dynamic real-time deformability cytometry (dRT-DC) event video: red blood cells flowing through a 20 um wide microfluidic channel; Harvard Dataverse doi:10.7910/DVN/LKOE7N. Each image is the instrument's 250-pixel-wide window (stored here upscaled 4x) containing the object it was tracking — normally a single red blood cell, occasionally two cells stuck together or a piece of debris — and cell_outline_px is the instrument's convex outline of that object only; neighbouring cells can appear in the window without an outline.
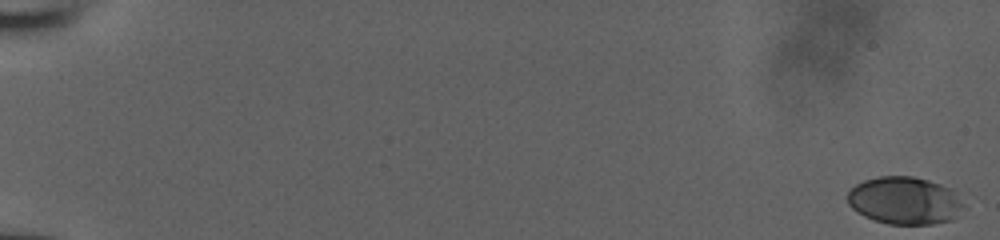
{"species": "human", "species_latin": "Homo sapiens", "temperature_condition": "room temperature", "stored_images_in_passage": 54, "camera_frame_rate_fps": 3000, "um_per_image_px": 0.085, "donor": {"sex": "male"}, "frame": {"image": 1, "passage_image": 1, "time_ms": 0.0, "image_size_px": [1000, 240], "cell_outline_px": [[968, 208], [952, 220], [932, 224], [888, 224], [864, 216], [856, 212], [848, 204], [848, 192], [856, 184], [864, 180], [880, 176], [912, 176], [928, 180], [952, 188], [956, 192]], "centroid_in_image_um": [76.96, 17.05], "position_along_channel_um": 8.0, "area_um2": 32.6}}
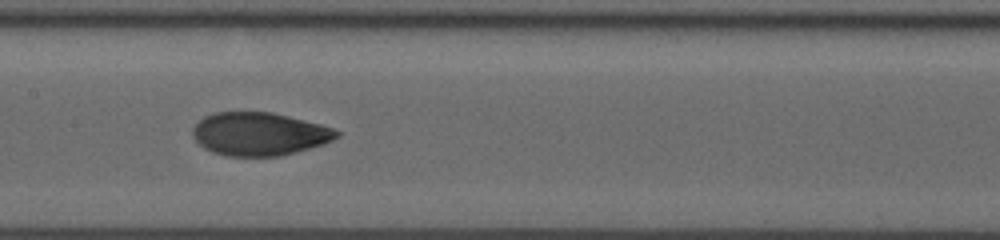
{"frame": {"image": 2, "passage_image": 30, "time_ms": 9.667, "image_size_px": [1000, 240], "cell_outline_px": [[340, 136], [324, 144], [280, 156], [224, 156], [212, 152], [204, 148], [192, 136], [192, 128], [204, 116], [216, 112], [272, 112], [320, 124], [332, 128], [340, 132]], "centroid_in_image_um": [22.03, 11.39], "position_along_channel_um": 185.4, "area_um2": 36.18}}
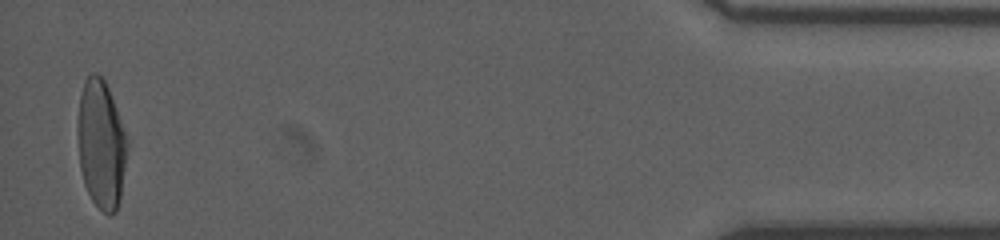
{"frame": {"image": 3, "passage_image": 53, "time_ms": 17.333, "image_size_px": [1000, 240], "cell_outline_px": [[128, 148], [120, 200], [116, 212], [112, 216], [108, 216], [92, 200], [84, 184], [80, 168], [80, 96], [84, 80], [92, 72], [96, 72], [104, 80], [108, 88], [116, 108], [128, 144]], "centroid_in_image_um": [8.64, 12.32], "position_along_channel_um": 426.6, "area_um2": 36.24}}